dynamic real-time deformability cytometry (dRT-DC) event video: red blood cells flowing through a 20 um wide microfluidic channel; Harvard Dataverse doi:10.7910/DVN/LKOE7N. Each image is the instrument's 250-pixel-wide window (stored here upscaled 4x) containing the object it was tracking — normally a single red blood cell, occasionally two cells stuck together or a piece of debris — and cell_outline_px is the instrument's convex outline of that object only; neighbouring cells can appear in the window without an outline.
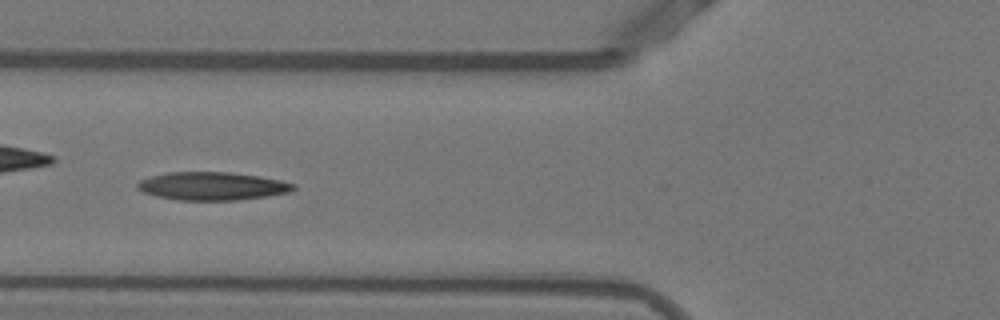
{"species": "Egyptian fruit bat (a non-hibernating species)", "species_latin": "Rousettus aegyptiacus", "temperature_condition": "warm", "stored_images_in_passage": 26, "camera_frame_rate_fps": 3000, "um_per_image_px": 0.085, "animal": {"sex": "female"}, "frame": {"image": 1, "passage_image": 8, "time_ms": 2.333, "image_size_px": [1000, 320], "cell_outline_px": [[296, 188], [292, 192], [268, 196], [240, 200], [180, 200], [156, 196], [144, 192], [136, 188], [136, 184], [140, 180], [152, 176], [168, 172], [228, 172], [260, 176], [280, 180], [296, 184]], "centroid_in_image_um": [18.08, 15.82], "position_along_channel_um": 107.7, "area_um2": 25.66}}